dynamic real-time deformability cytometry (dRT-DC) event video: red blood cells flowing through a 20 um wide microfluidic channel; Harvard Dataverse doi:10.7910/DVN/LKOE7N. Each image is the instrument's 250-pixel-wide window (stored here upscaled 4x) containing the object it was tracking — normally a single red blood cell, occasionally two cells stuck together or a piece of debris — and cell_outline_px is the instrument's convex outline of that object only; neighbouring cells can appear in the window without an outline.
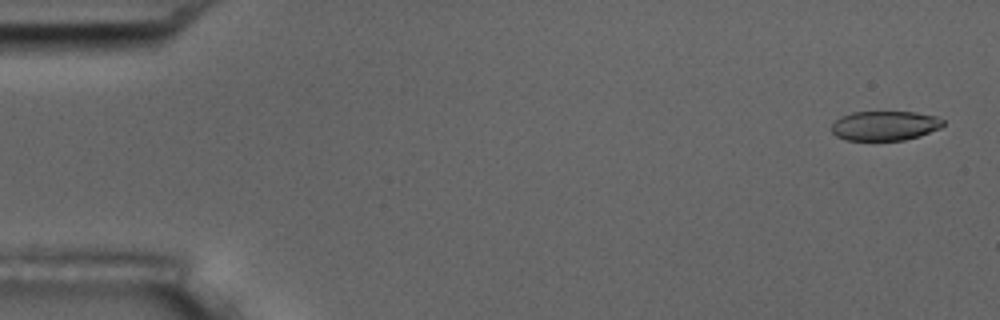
{"species": "common noctule bat (a hibernating species)", "species_latin": "Nyctalus noctula", "temperature_condition": "room temperature", "stored_images_in_passage": 6, "camera_frame_rate_fps": 3000, "um_per_image_px": 0.085, "animal": {"sex": "male", "body_mass_g": 17.5, "forearm_length_mm": 52.3}, "frame": {"image": 1, "passage_image": 1, "time_ms": 0.0, "image_size_px": [1000, 320], "cell_outline_px": [[944, 124], [940, 128], [920, 136], [904, 140], [844, 140], [836, 136], [832, 132], [832, 124], [840, 116], [852, 112], [916, 112], [936, 116], [944, 120]], "centroid_in_image_um": [75.21, 10.68], "position_along_channel_um": 9.8, "area_um2": 19.31}}
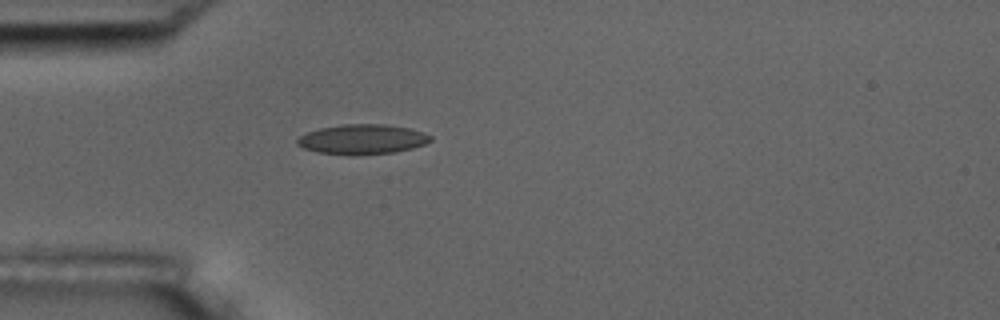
{"frame": {"image": 2, "passage_image": 5, "time_ms": 4.667, "image_size_px": [1000, 320], "cell_outline_px": [[432, 140], [424, 144], [412, 148], [396, 152], [352, 156], [316, 152], [304, 148], [296, 144], [296, 140], [300, 136], [308, 132], [320, 128], [344, 124], [384, 124], [408, 128], [424, 132], [432, 136]], "centroid_in_image_um": [30.79, 11.85], "position_along_channel_um": 54.2, "area_um2": 23.35}}